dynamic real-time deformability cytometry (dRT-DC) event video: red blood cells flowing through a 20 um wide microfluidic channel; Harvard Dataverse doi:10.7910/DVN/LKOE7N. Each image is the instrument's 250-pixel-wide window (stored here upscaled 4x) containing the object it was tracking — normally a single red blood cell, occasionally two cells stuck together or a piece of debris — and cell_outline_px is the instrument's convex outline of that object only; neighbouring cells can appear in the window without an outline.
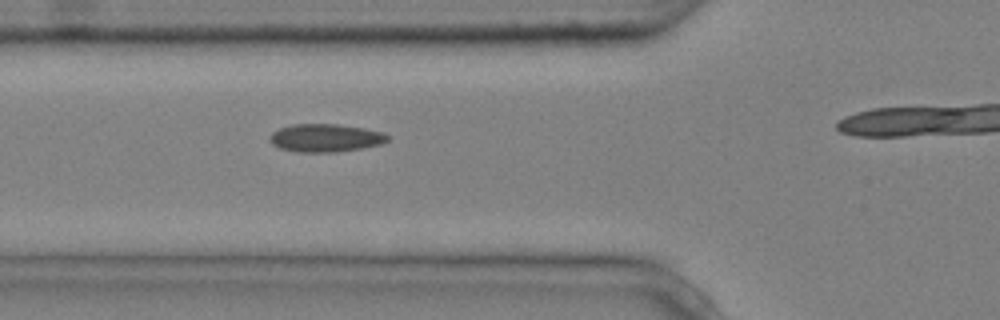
{"species": "common noctule bat (a hibernating species)", "species_latin": "Nyctalus noctula", "temperature_condition": "cold", "stored_images_in_passage": 3, "camera_frame_rate_fps": 3000, "um_per_image_px": 0.085, "animal": {"sex": "male", "body_mass_g": 20.4}, "frame": {"image": 1, "passage_image": 2, "time_ms": 0.333, "image_size_px": [1000, 320], "cell_outline_px": [[388, 140], [380, 144], [360, 148], [336, 152], [296, 152], [280, 148], [272, 144], [272, 132], [280, 128], [292, 124], [336, 124], [364, 128], [384, 132], [388, 136]], "centroid_in_image_um": [27.68, 11.72], "position_along_channel_um": 98.1, "area_um2": 19.02}}